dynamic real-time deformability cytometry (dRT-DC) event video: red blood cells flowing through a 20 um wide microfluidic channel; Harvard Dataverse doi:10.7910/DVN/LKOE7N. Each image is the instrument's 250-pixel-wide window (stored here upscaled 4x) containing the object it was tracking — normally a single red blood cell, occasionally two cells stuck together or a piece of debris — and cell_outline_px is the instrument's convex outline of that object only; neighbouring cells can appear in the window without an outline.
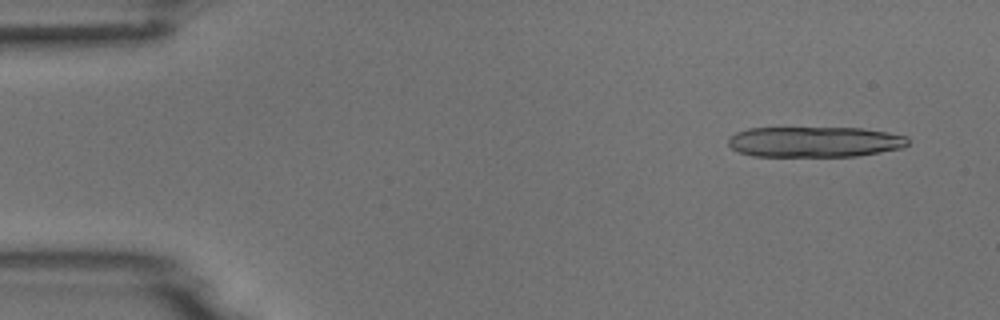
{"species": "common noctule bat (a hibernating species)", "species_latin": "Nyctalus noctula", "temperature_condition": "room temperature", "stored_images_in_passage": 14, "camera_frame_rate_fps": 3000, "um_per_image_px": 0.085, "animal": {"sex": "male", "body_mass_g": 18.8}, "frame": {"image": 1, "passage_image": 4, "time_ms": 1.0, "image_size_px": [1000, 320], "cell_outline_px": [[908, 144], [904, 148], [856, 156], [752, 156], [740, 152], [732, 148], [728, 144], [728, 140], [736, 132], [748, 128], [860, 128], [908, 136]], "centroid_in_image_um": [69.25, 12.06], "position_along_channel_um": 15.7, "area_um2": 31.91}}